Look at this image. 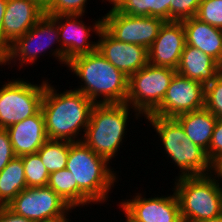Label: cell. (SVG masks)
I'll return each instance as SVG.
<instances>
[{
  "mask_svg": "<svg viewBox=\"0 0 222 222\" xmlns=\"http://www.w3.org/2000/svg\"><path fill=\"white\" fill-rule=\"evenodd\" d=\"M53 86L47 81L41 105L47 137L80 142L83 136L79 135L82 130L85 133L95 103L75 88L57 93Z\"/></svg>",
  "mask_w": 222,
  "mask_h": 222,
  "instance_id": "cell-1",
  "label": "cell"
},
{
  "mask_svg": "<svg viewBox=\"0 0 222 222\" xmlns=\"http://www.w3.org/2000/svg\"><path fill=\"white\" fill-rule=\"evenodd\" d=\"M68 67L69 71L71 69V72L83 82L76 90L95 104L126 102L129 78L106 60L98 50L74 57L67 63Z\"/></svg>",
  "mask_w": 222,
  "mask_h": 222,
  "instance_id": "cell-2",
  "label": "cell"
},
{
  "mask_svg": "<svg viewBox=\"0 0 222 222\" xmlns=\"http://www.w3.org/2000/svg\"><path fill=\"white\" fill-rule=\"evenodd\" d=\"M109 163L82 141L69 142L66 169L73 174L74 183L79 187V207L108 200V192L118 179Z\"/></svg>",
  "mask_w": 222,
  "mask_h": 222,
  "instance_id": "cell-3",
  "label": "cell"
},
{
  "mask_svg": "<svg viewBox=\"0 0 222 222\" xmlns=\"http://www.w3.org/2000/svg\"><path fill=\"white\" fill-rule=\"evenodd\" d=\"M145 118L156 130L168 159L179 167L180 172L176 177L213 173V164L207 152L187 138L182 126L174 118L154 115Z\"/></svg>",
  "mask_w": 222,
  "mask_h": 222,
  "instance_id": "cell-4",
  "label": "cell"
},
{
  "mask_svg": "<svg viewBox=\"0 0 222 222\" xmlns=\"http://www.w3.org/2000/svg\"><path fill=\"white\" fill-rule=\"evenodd\" d=\"M131 107L121 104H95L82 142L97 155L109 162L117 156L127 134V122Z\"/></svg>",
  "mask_w": 222,
  "mask_h": 222,
  "instance_id": "cell-5",
  "label": "cell"
},
{
  "mask_svg": "<svg viewBox=\"0 0 222 222\" xmlns=\"http://www.w3.org/2000/svg\"><path fill=\"white\" fill-rule=\"evenodd\" d=\"M175 191L182 222L208 220L222 214V187L213 173L176 177Z\"/></svg>",
  "mask_w": 222,
  "mask_h": 222,
  "instance_id": "cell-6",
  "label": "cell"
},
{
  "mask_svg": "<svg viewBox=\"0 0 222 222\" xmlns=\"http://www.w3.org/2000/svg\"><path fill=\"white\" fill-rule=\"evenodd\" d=\"M176 73L175 69L148 63L129 77L125 103L135 112V119L151 115L160 106Z\"/></svg>",
  "mask_w": 222,
  "mask_h": 222,
  "instance_id": "cell-7",
  "label": "cell"
},
{
  "mask_svg": "<svg viewBox=\"0 0 222 222\" xmlns=\"http://www.w3.org/2000/svg\"><path fill=\"white\" fill-rule=\"evenodd\" d=\"M31 84L23 78L12 79L0 88V128L6 129L41 110L45 86Z\"/></svg>",
  "mask_w": 222,
  "mask_h": 222,
  "instance_id": "cell-8",
  "label": "cell"
},
{
  "mask_svg": "<svg viewBox=\"0 0 222 222\" xmlns=\"http://www.w3.org/2000/svg\"><path fill=\"white\" fill-rule=\"evenodd\" d=\"M83 16V14L52 16L58 24L60 45L56 49H51V53L53 52L51 56L57 58L60 64L67 65L74 57L97 50V41L90 40V32L99 35L103 28V18L95 20L91 27V24L86 26L85 22L83 23Z\"/></svg>",
  "mask_w": 222,
  "mask_h": 222,
  "instance_id": "cell-9",
  "label": "cell"
},
{
  "mask_svg": "<svg viewBox=\"0 0 222 222\" xmlns=\"http://www.w3.org/2000/svg\"><path fill=\"white\" fill-rule=\"evenodd\" d=\"M55 43L60 44L57 21L52 16L44 14L26 34L9 46L3 54V65L12 62L15 65L17 61L20 68L27 63L32 65L40 54H45Z\"/></svg>",
  "mask_w": 222,
  "mask_h": 222,
  "instance_id": "cell-10",
  "label": "cell"
},
{
  "mask_svg": "<svg viewBox=\"0 0 222 222\" xmlns=\"http://www.w3.org/2000/svg\"><path fill=\"white\" fill-rule=\"evenodd\" d=\"M103 28L116 40L138 44L149 49L165 20L153 16H132L118 12L113 6L102 16Z\"/></svg>",
  "mask_w": 222,
  "mask_h": 222,
  "instance_id": "cell-11",
  "label": "cell"
},
{
  "mask_svg": "<svg viewBox=\"0 0 222 222\" xmlns=\"http://www.w3.org/2000/svg\"><path fill=\"white\" fill-rule=\"evenodd\" d=\"M8 207L33 222L68 217V212L72 211V208L48 186L27 187L9 203Z\"/></svg>",
  "mask_w": 222,
  "mask_h": 222,
  "instance_id": "cell-12",
  "label": "cell"
},
{
  "mask_svg": "<svg viewBox=\"0 0 222 222\" xmlns=\"http://www.w3.org/2000/svg\"><path fill=\"white\" fill-rule=\"evenodd\" d=\"M205 106V85L176 73L160 106L151 114L175 118Z\"/></svg>",
  "mask_w": 222,
  "mask_h": 222,
  "instance_id": "cell-13",
  "label": "cell"
},
{
  "mask_svg": "<svg viewBox=\"0 0 222 222\" xmlns=\"http://www.w3.org/2000/svg\"><path fill=\"white\" fill-rule=\"evenodd\" d=\"M132 199L118 206L134 222H182L180 205L175 191L171 195L146 198L135 193Z\"/></svg>",
  "mask_w": 222,
  "mask_h": 222,
  "instance_id": "cell-14",
  "label": "cell"
},
{
  "mask_svg": "<svg viewBox=\"0 0 222 222\" xmlns=\"http://www.w3.org/2000/svg\"><path fill=\"white\" fill-rule=\"evenodd\" d=\"M97 50L128 78L148 64V49L138 44L120 42L104 28L98 35Z\"/></svg>",
  "mask_w": 222,
  "mask_h": 222,
  "instance_id": "cell-15",
  "label": "cell"
},
{
  "mask_svg": "<svg viewBox=\"0 0 222 222\" xmlns=\"http://www.w3.org/2000/svg\"><path fill=\"white\" fill-rule=\"evenodd\" d=\"M185 44L182 21H165L148 49V63L176 70Z\"/></svg>",
  "mask_w": 222,
  "mask_h": 222,
  "instance_id": "cell-16",
  "label": "cell"
},
{
  "mask_svg": "<svg viewBox=\"0 0 222 222\" xmlns=\"http://www.w3.org/2000/svg\"><path fill=\"white\" fill-rule=\"evenodd\" d=\"M45 14L34 0H7L3 18V54Z\"/></svg>",
  "mask_w": 222,
  "mask_h": 222,
  "instance_id": "cell-17",
  "label": "cell"
},
{
  "mask_svg": "<svg viewBox=\"0 0 222 222\" xmlns=\"http://www.w3.org/2000/svg\"><path fill=\"white\" fill-rule=\"evenodd\" d=\"M6 131L16 157L37 153L48 140L42 110L31 117L9 126L6 128Z\"/></svg>",
  "mask_w": 222,
  "mask_h": 222,
  "instance_id": "cell-18",
  "label": "cell"
},
{
  "mask_svg": "<svg viewBox=\"0 0 222 222\" xmlns=\"http://www.w3.org/2000/svg\"><path fill=\"white\" fill-rule=\"evenodd\" d=\"M186 44L211 56L222 66V29L191 17L182 20Z\"/></svg>",
  "mask_w": 222,
  "mask_h": 222,
  "instance_id": "cell-19",
  "label": "cell"
},
{
  "mask_svg": "<svg viewBox=\"0 0 222 222\" xmlns=\"http://www.w3.org/2000/svg\"><path fill=\"white\" fill-rule=\"evenodd\" d=\"M176 72L206 85L222 72V66L198 48L185 44Z\"/></svg>",
  "mask_w": 222,
  "mask_h": 222,
  "instance_id": "cell-20",
  "label": "cell"
},
{
  "mask_svg": "<svg viewBox=\"0 0 222 222\" xmlns=\"http://www.w3.org/2000/svg\"><path fill=\"white\" fill-rule=\"evenodd\" d=\"M174 119L182 126L187 138L207 152L217 121L216 116L204 107Z\"/></svg>",
  "mask_w": 222,
  "mask_h": 222,
  "instance_id": "cell-21",
  "label": "cell"
},
{
  "mask_svg": "<svg viewBox=\"0 0 222 222\" xmlns=\"http://www.w3.org/2000/svg\"><path fill=\"white\" fill-rule=\"evenodd\" d=\"M109 3L124 14L173 20V0H110Z\"/></svg>",
  "mask_w": 222,
  "mask_h": 222,
  "instance_id": "cell-22",
  "label": "cell"
},
{
  "mask_svg": "<svg viewBox=\"0 0 222 222\" xmlns=\"http://www.w3.org/2000/svg\"><path fill=\"white\" fill-rule=\"evenodd\" d=\"M24 189H27L21 157H15L0 172V206L9 203Z\"/></svg>",
  "mask_w": 222,
  "mask_h": 222,
  "instance_id": "cell-23",
  "label": "cell"
},
{
  "mask_svg": "<svg viewBox=\"0 0 222 222\" xmlns=\"http://www.w3.org/2000/svg\"><path fill=\"white\" fill-rule=\"evenodd\" d=\"M49 174L66 168L69 141L48 139L37 151Z\"/></svg>",
  "mask_w": 222,
  "mask_h": 222,
  "instance_id": "cell-24",
  "label": "cell"
},
{
  "mask_svg": "<svg viewBox=\"0 0 222 222\" xmlns=\"http://www.w3.org/2000/svg\"><path fill=\"white\" fill-rule=\"evenodd\" d=\"M66 168L49 175L47 186L57 193L72 209L79 207V187Z\"/></svg>",
  "mask_w": 222,
  "mask_h": 222,
  "instance_id": "cell-25",
  "label": "cell"
},
{
  "mask_svg": "<svg viewBox=\"0 0 222 222\" xmlns=\"http://www.w3.org/2000/svg\"><path fill=\"white\" fill-rule=\"evenodd\" d=\"M27 187L47 186L49 173L38 153L21 156Z\"/></svg>",
  "mask_w": 222,
  "mask_h": 222,
  "instance_id": "cell-26",
  "label": "cell"
},
{
  "mask_svg": "<svg viewBox=\"0 0 222 222\" xmlns=\"http://www.w3.org/2000/svg\"><path fill=\"white\" fill-rule=\"evenodd\" d=\"M205 108L217 119H222V72L205 85Z\"/></svg>",
  "mask_w": 222,
  "mask_h": 222,
  "instance_id": "cell-27",
  "label": "cell"
},
{
  "mask_svg": "<svg viewBox=\"0 0 222 222\" xmlns=\"http://www.w3.org/2000/svg\"><path fill=\"white\" fill-rule=\"evenodd\" d=\"M195 17L222 29V0H202Z\"/></svg>",
  "mask_w": 222,
  "mask_h": 222,
  "instance_id": "cell-28",
  "label": "cell"
},
{
  "mask_svg": "<svg viewBox=\"0 0 222 222\" xmlns=\"http://www.w3.org/2000/svg\"><path fill=\"white\" fill-rule=\"evenodd\" d=\"M87 1L88 0H54L45 10V14L49 16L72 14L84 15Z\"/></svg>",
  "mask_w": 222,
  "mask_h": 222,
  "instance_id": "cell-29",
  "label": "cell"
},
{
  "mask_svg": "<svg viewBox=\"0 0 222 222\" xmlns=\"http://www.w3.org/2000/svg\"><path fill=\"white\" fill-rule=\"evenodd\" d=\"M202 0H173V20L182 21L196 16Z\"/></svg>",
  "mask_w": 222,
  "mask_h": 222,
  "instance_id": "cell-30",
  "label": "cell"
},
{
  "mask_svg": "<svg viewBox=\"0 0 222 222\" xmlns=\"http://www.w3.org/2000/svg\"><path fill=\"white\" fill-rule=\"evenodd\" d=\"M207 156L212 164L222 157V119L216 121Z\"/></svg>",
  "mask_w": 222,
  "mask_h": 222,
  "instance_id": "cell-31",
  "label": "cell"
},
{
  "mask_svg": "<svg viewBox=\"0 0 222 222\" xmlns=\"http://www.w3.org/2000/svg\"><path fill=\"white\" fill-rule=\"evenodd\" d=\"M16 157L6 129L0 128V172Z\"/></svg>",
  "mask_w": 222,
  "mask_h": 222,
  "instance_id": "cell-32",
  "label": "cell"
},
{
  "mask_svg": "<svg viewBox=\"0 0 222 222\" xmlns=\"http://www.w3.org/2000/svg\"><path fill=\"white\" fill-rule=\"evenodd\" d=\"M0 222H33L16 214L8 206H0Z\"/></svg>",
  "mask_w": 222,
  "mask_h": 222,
  "instance_id": "cell-33",
  "label": "cell"
},
{
  "mask_svg": "<svg viewBox=\"0 0 222 222\" xmlns=\"http://www.w3.org/2000/svg\"><path fill=\"white\" fill-rule=\"evenodd\" d=\"M7 6V0H0V53L3 55V18Z\"/></svg>",
  "mask_w": 222,
  "mask_h": 222,
  "instance_id": "cell-34",
  "label": "cell"
},
{
  "mask_svg": "<svg viewBox=\"0 0 222 222\" xmlns=\"http://www.w3.org/2000/svg\"><path fill=\"white\" fill-rule=\"evenodd\" d=\"M213 174L217 177L218 181H220V186H222V157L213 164Z\"/></svg>",
  "mask_w": 222,
  "mask_h": 222,
  "instance_id": "cell-35",
  "label": "cell"
},
{
  "mask_svg": "<svg viewBox=\"0 0 222 222\" xmlns=\"http://www.w3.org/2000/svg\"><path fill=\"white\" fill-rule=\"evenodd\" d=\"M34 1L45 11L54 0H34Z\"/></svg>",
  "mask_w": 222,
  "mask_h": 222,
  "instance_id": "cell-36",
  "label": "cell"
},
{
  "mask_svg": "<svg viewBox=\"0 0 222 222\" xmlns=\"http://www.w3.org/2000/svg\"><path fill=\"white\" fill-rule=\"evenodd\" d=\"M191 222H222V214L218 217L211 218L208 220H198V221H191Z\"/></svg>",
  "mask_w": 222,
  "mask_h": 222,
  "instance_id": "cell-37",
  "label": "cell"
},
{
  "mask_svg": "<svg viewBox=\"0 0 222 222\" xmlns=\"http://www.w3.org/2000/svg\"><path fill=\"white\" fill-rule=\"evenodd\" d=\"M42 222H69V218L65 216L63 218L52 219V220H47V221H42Z\"/></svg>",
  "mask_w": 222,
  "mask_h": 222,
  "instance_id": "cell-38",
  "label": "cell"
},
{
  "mask_svg": "<svg viewBox=\"0 0 222 222\" xmlns=\"http://www.w3.org/2000/svg\"><path fill=\"white\" fill-rule=\"evenodd\" d=\"M3 65V55L0 53V66Z\"/></svg>",
  "mask_w": 222,
  "mask_h": 222,
  "instance_id": "cell-39",
  "label": "cell"
},
{
  "mask_svg": "<svg viewBox=\"0 0 222 222\" xmlns=\"http://www.w3.org/2000/svg\"><path fill=\"white\" fill-rule=\"evenodd\" d=\"M125 215V217H126V221L125 222H134V221H132L126 214H124Z\"/></svg>",
  "mask_w": 222,
  "mask_h": 222,
  "instance_id": "cell-40",
  "label": "cell"
}]
</instances>
